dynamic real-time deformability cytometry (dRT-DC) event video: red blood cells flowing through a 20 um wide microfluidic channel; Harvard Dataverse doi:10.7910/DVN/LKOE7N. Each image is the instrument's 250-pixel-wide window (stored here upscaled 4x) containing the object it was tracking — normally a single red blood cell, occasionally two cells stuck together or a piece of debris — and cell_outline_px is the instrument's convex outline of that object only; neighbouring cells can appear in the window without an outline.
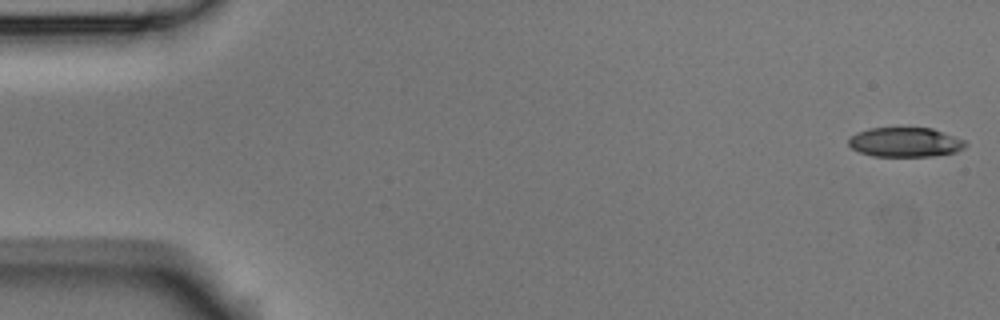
{"species": "Egyptian fruit bat (a non-hibernating species)", "species_latin": "Rousettus aegyptiacus", "temperature_condition": "room temperature", "stored_images_in_passage": 5, "camera_frame_rate_fps": 3000, "um_per_image_px": 0.085, "animal": {"sex": "male"}, "frame": {"image": 1, "passage_image": 1, "time_ms": 0.0, "image_size_px": [1000, 320], "cell_outline_px": [[968, 144], [964, 148], [956, 152], [932, 156], [872, 156], [860, 152], [852, 148], [848, 144], [848, 140], [856, 132], [868, 128], [932, 128], [964, 140]], "centroid_in_image_um": [76.93, 12.09], "position_along_channel_um": 8.1, "area_um2": 20.06}}
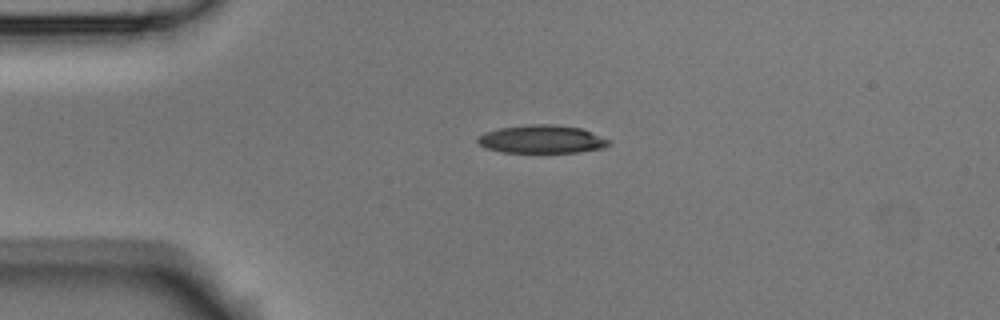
{"frame": {"image": 2, "passage_image": 4, "time_ms": 1.0, "image_size_px": [1000, 320], "cell_outline_px": [[612, 144], [604, 148], [576, 152], [500, 152], [484, 148], [476, 140], [484, 132], [500, 128], [532, 124], [552, 124], [580, 128], [612, 140]], "centroid_in_image_um": [46.07, 11.84], "position_along_channel_um": 38.9, "area_um2": 21.5}}